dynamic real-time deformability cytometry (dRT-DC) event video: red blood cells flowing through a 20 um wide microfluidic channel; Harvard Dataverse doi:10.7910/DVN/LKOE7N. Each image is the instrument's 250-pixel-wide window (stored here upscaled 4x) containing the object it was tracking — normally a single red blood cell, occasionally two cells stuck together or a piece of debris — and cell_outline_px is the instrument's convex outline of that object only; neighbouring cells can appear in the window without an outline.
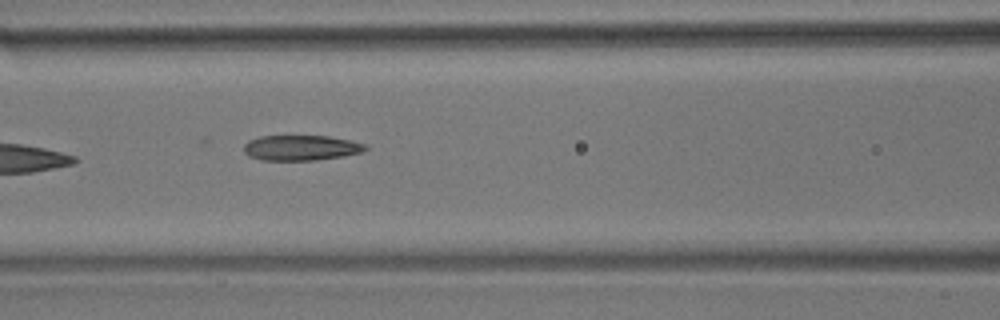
{"species": "common noctule bat (a hibernating species)", "species_latin": "Nyctalus noctula", "temperature_condition": "room temperature", "stored_images_in_passage": 8, "camera_frame_rate_fps": 3000, "um_per_image_px": 0.085, "animal": {"sex": "male", "body_mass_g": 17.9}, "frame": {"image": 1, "passage_image": 8, "time_ms": 2.333, "image_size_px": [1000, 320], "cell_outline_px": [[368, 148], [360, 152], [344, 156], [316, 160], [260, 160], [248, 156], [244, 152], [244, 144], [248, 140], [260, 136], [328, 136], [368, 144]], "centroid_in_image_um": [25.56, 12.56], "position_along_channel_um": 141.0, "area_um2": 17.98}}